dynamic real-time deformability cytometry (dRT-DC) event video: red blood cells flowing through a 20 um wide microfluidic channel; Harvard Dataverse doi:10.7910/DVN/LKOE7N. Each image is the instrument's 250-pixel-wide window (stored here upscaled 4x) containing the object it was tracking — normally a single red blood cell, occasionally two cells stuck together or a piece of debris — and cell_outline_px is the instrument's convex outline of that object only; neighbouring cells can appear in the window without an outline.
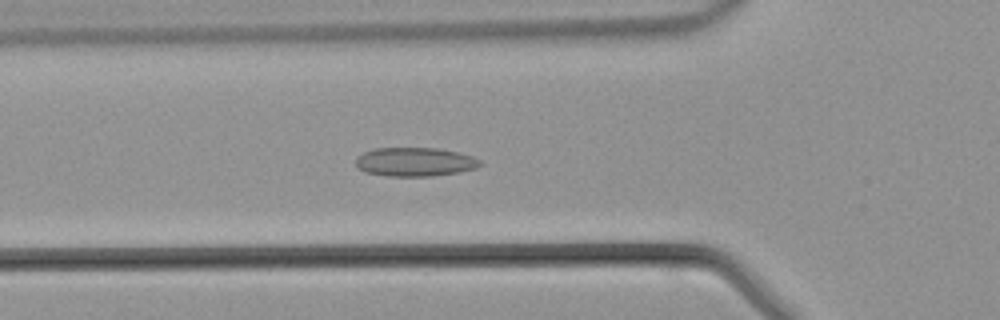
{"species": "common noctule bat (a hibernating species)", "species_latin": "Nyctalus noctula", "temperature_condition": "warm", "stored_images_in_passage": 38, "camera_frame_rate_fps": 3000, "um_per_image_px": 0.085, "animal": {"sex": "male", "body_mass_g": 21.5, "forearm_length_mm": 52.0}, "frame": {"image": 1, "passage_image": 9, "time_ms": 2.667, "image_size_px": [1000, 320], "cell_outline_px": [[480, 164], [476, 168], [460, 172], [432, 176], [388, 176], [364, 172], [356, 168], [356, 156], [372, 148], [440, 148], [472, 156], [480, 160]], "centroid_in_image_um": [35.22, 13.76], "position_along_channel_um": 90.6, "area_um2": 21.04}}
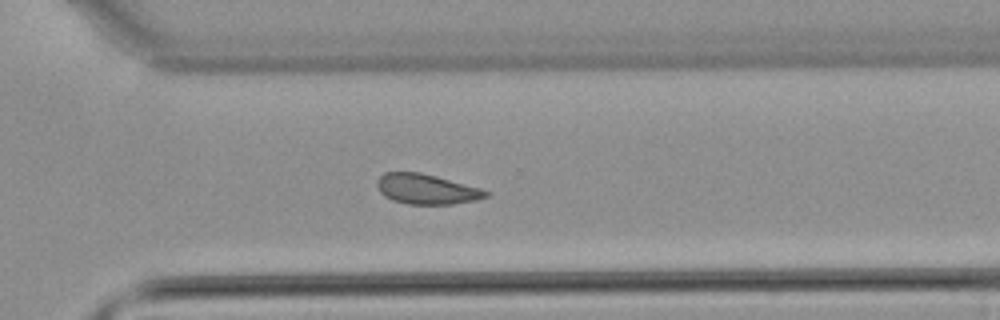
{"frame": {"image": 2, "passage_image": 25, "time_ms": 8.0, "image_size_px": [1000, 320], "cell_outline_px": [[492, 192], [488, 196], [476, 200], [452, 204], [408, 204], [392, 200], [384, 196], [380, 192], [376, 184], [376, 180], [384, 172], [420, 172], [436, 176], [480, 188]], "centroid_in_image_um": [36.24, 16.07], "position_along_channel_um": 334.4, "area_um2": 19.13}}
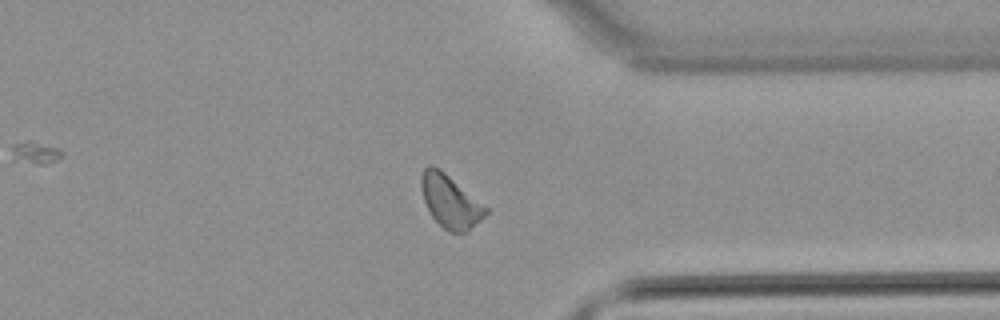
{"frame": {"image": 3, "passage_image": 28, "time_ms": 9.0, "image_size_px": [1000, 320], "cell_outline_px": [[488, 212], [468, 232], [448, 232], [432, 216], [424, 200], [420, 184], [420, 176], [424, 168], [428, 164], [432, 164], [440, 168], [488, 208]], "centroid_in_image_um": [38.25, 17.09], "position_along_channel_um": 373.1, "area_um2": 19.77}}